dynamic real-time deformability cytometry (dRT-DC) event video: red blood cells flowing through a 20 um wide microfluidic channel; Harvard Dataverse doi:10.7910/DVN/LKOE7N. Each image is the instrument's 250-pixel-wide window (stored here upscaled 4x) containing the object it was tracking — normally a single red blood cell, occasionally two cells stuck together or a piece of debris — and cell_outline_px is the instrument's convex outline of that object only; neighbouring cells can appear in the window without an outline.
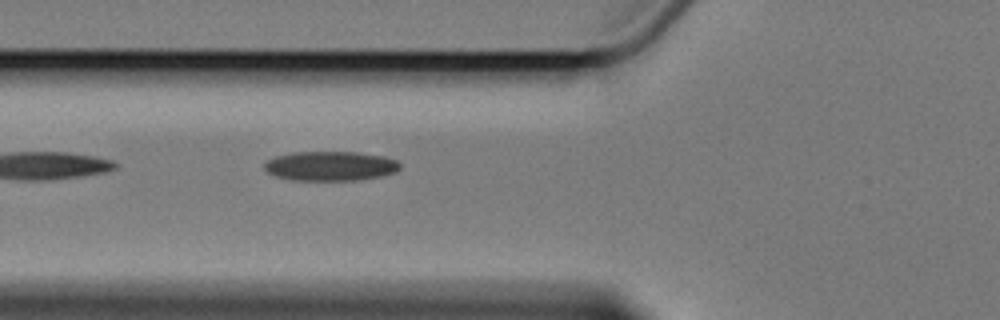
{"species": "Egyptian fruit bat (a non-hibernating species)", "species_latin": "Rousettus aegyptiacus", "temperature_condition": "cold", "stored_images_in_passage": 3, "camera_frame_rate_fps": 3000, "um_per_image_px": 0.085, "animal": {"sex": "female"}, "frame": {"image": 1, "passage_image": 3, "time_ms": 2.333, "image_size_px": [1000, 320], "cell_outline_px": [[400, 168], [396, 172], [380, 176], [356, 180], [292, 180], [276, 176], [268, 172], [264, 168], [264, 164], [268, 160], [276, 156], [292, 152], [356, 152], [384, 156], [396, 160], [400, 164]], "centroid_in_image_um": [28.09, 14.11], "position_along_channel_um": 97.7, "area_um2": 23.24}}